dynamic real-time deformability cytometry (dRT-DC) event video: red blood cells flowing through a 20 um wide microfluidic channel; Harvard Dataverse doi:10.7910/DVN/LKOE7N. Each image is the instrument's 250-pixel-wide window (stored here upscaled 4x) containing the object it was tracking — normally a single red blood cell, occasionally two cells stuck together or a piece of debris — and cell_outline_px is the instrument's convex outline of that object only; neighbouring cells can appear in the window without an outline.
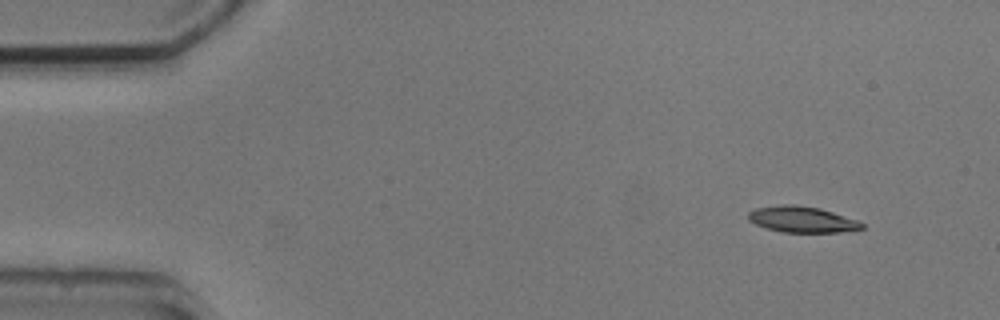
{"species": "common noctule bat (a hibernating species)", "species_latin": "Nyctalus noctula", "temperature_condition": "cold", "stored_images_in_passage": 6, "camera_frame_rate_fps": 3000, "um_per_image_px": 0.085, "animal": {"sex": "male", "body_mass_g": 20.5, "forearm_length_mm": 52.5}, "frame": {"image": 1, "passage_image": 1, "time_ms": 0.0, "image_size_px": [1000, 320], "cell_outline_px": [[864, 228], [840, 232], [784, 232], [768, 228], [756, 224], [748, 220], [748, 212], [756, 208], [780, 204], [796, 204], [820, 208], [860, 220], [864, 224]], "centroid_in_image_um": [68.2, 18.63], "position_along_channel_um": 16.8, "area_um2": 17.34}}
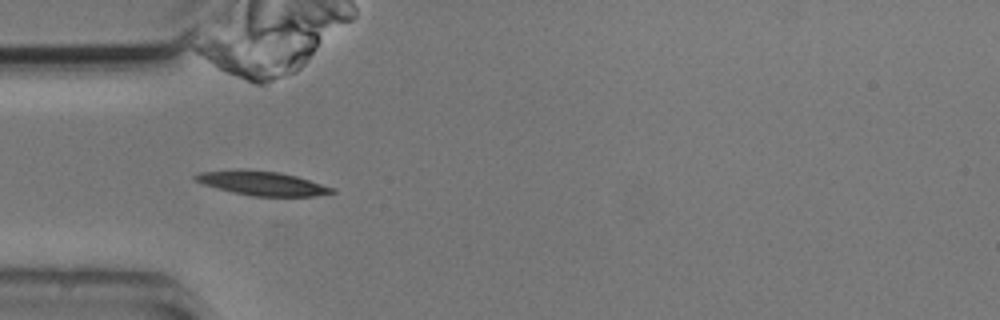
{"frame": {"image": 2, "passage_image": 4, "time_ms": 3.667, "image_size_px": [1000, 320], "cell_outline_px": [[336, 192], [312, 196], [252, 196], [232, 192], [216, 188], [204, 184], [196, 180], [192, 176], [200, 172], [240, 168], [280, 172], [296, 176], [336, 188]], "centroid_in_image_um": [22.27, 15.56], "position_along_channel_um": 62.7, "area_um2": 19.36}}